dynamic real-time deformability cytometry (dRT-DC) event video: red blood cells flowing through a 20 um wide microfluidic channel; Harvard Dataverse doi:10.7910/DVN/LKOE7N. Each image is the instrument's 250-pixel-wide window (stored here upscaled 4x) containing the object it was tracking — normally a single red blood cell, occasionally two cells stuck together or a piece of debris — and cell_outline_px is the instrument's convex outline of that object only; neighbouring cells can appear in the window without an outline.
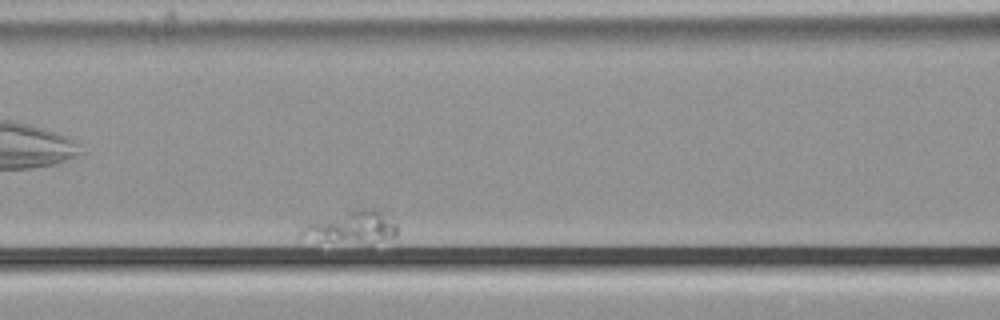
{"species": "common noctule bat (a hibernating species)", "species_latin": "Nyctalus noctula", "temperature_condition": "cold", "stored_images_in_passage": 44, "camera_frame_rate_fps": 3000, "um_per_image_px": 0.085, "animal": {"sex": "male", "body_mass_g": 21.5, "forearm_length_mm": 52.0}, "frame": {"image": 1, "passage_image": 15, "time_ms": 4.667, "image_size_px": [1000, 320], "cell_outline_px": [[396, 236], [360, 240], [328, 240], [300, 236], [300, 228], [304, 224], [348, 212], [364, 208], [380, 208], [396, 224]], "centroid_in_image_um": [29.91, 19.23], "position_along_channel_um": 136.7, "area_um2": 16.42}}
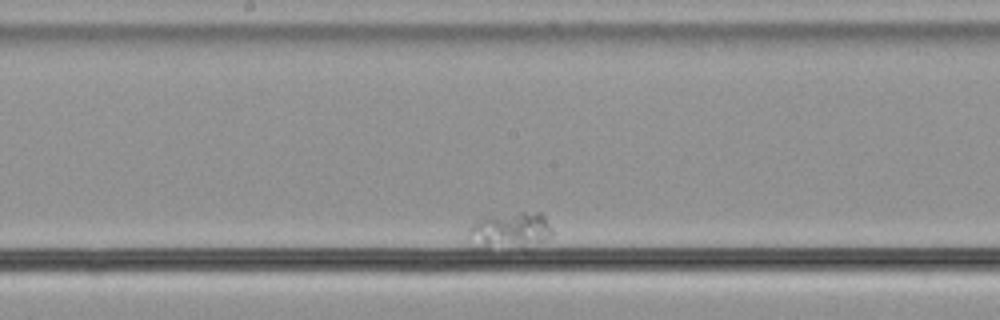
{"frame": {"image": 2, "passage_image": 24, "time_ms": 7.667, "image_size_px": [1000, 320], "cell_outline_px": [[552, 236], [524, 252], [484, 244], [464, 236], [468, 228], [476, 220], [484, 216], [520, 212], [540, 212], [544, 216], [552, 228]], "centroid_in_image_um": [43.45, 19.59], "position_along_channel_um": 204.8, "area_um2": 18.15}}
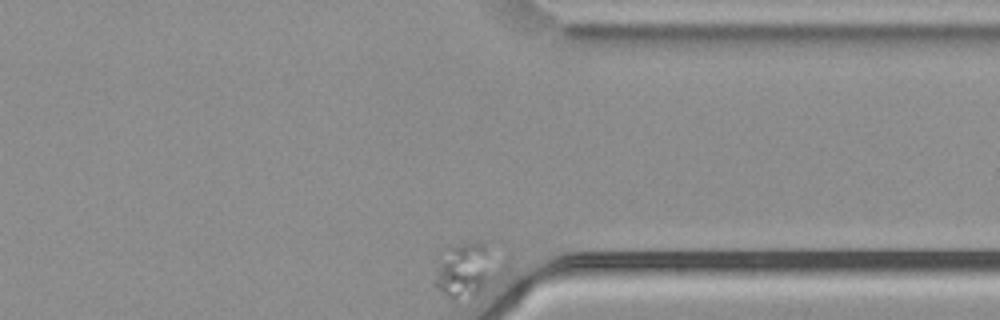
{"frame": {"image": 3, "passage_image": 44, "time_ms": 14.333, "image_size_px": [1000, 320], "cell_outline_px": [[484, 284], [480, 292], [476, 296], [448, 296], [436, 288], [432, 284], [432, 280], [440, 264], [452, 248], [456, 244], [472, 240], [484, 240]], "centroid_in_image_um": [39.27, 22.97], "position_along_channel_um": 372.1, "area_um2": 16.47}}